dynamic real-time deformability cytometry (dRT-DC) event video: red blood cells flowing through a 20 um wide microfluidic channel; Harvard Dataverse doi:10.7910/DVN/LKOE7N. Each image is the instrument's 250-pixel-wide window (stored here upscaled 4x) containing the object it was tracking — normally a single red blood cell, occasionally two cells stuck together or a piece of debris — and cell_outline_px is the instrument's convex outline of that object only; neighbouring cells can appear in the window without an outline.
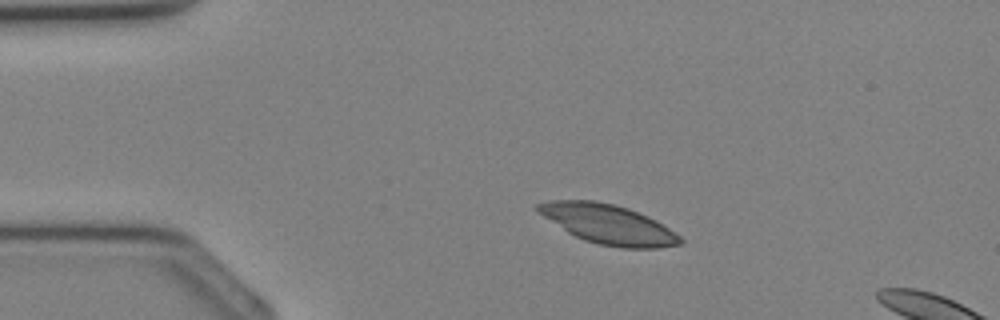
{"species": "Egyptian fruit bat (a non-hibernating species)", "species_latin": "Rousettus aegyptiacus", "temperature_condition": "cold", "stored_images_in_passage": 9, "camera_frame_rate_fps": 3000, "um_per_image_px": 0.085, "animal": {"sex": "female"}, "frame": {"image": 1, "passage_image": 6, "time_ms": 1.667, "image_size_px": [1000, 320], "cell_outline_px": [[684, 240], [680, 244], [660, 248], [620, 248], [600, 244], [584, 240], [568, 232], [544, 216], [536, 208], [536, 204], [548, 200], [596, 200], [616, 204], [628, 208], [648, 216], [656, 220], [680, 236]], "centroid_in_image_um": [51.73, 19.05], "position_along_channel_um": 33.3, "area_um2": 32.54}}